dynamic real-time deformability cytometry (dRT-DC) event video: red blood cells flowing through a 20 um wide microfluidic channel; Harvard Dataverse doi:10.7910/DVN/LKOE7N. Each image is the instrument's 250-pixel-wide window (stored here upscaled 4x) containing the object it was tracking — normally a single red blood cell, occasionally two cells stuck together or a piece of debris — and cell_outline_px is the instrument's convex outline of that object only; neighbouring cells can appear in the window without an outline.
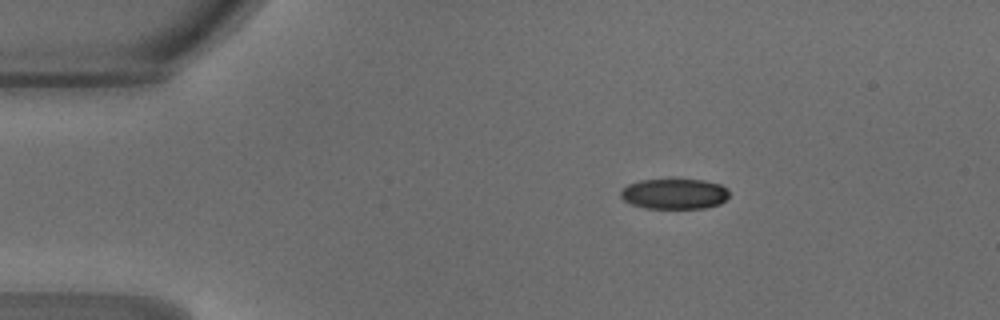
{"species": "common noctule bat (a hibernating species)", "species_latin": "Nyctalus noctula", "temperature_condition": "warm", "stored_images_in_passage": 40, "camera_frame_rate_fps": 3000, "um_per_image_px": 0.085, "animal": {"sex": "male", "body_mass_g": 18.8}, "frame": {"image": 1, "passage_image": 1, "time_ms": 0.0, "image_size_px": [1000, 320], "cell_outline_px": [[728, 196], [720, 204], [704, 208], [644, 208], [632, 204], [624, 200], [620, 196], [620, 192], [628, 184], [640, 180], [704, 180], [720, 184], [728, 188]], "centroid_in_image_um": [57.33, 16.48], "position_along_channel_um": 27.7, "area_um2": 19.13}}
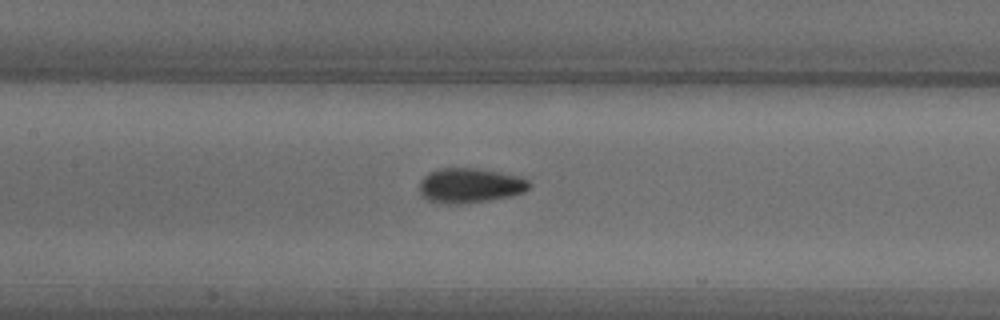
{"frame": {"image": 2, "passage_image": 15, "time_ms": 4.667, "image_size_px": [1000, 320], "cell_outline_px": [[532, 184], [524, 192], [508, 196], [488, 200], [460, 204], [444, 204], [428, 200], [420, 192], [420, 180], [428, 172], [440, 168], [476, 168], [500, 172], [520, 176], [528, 180]], "centroid_in_image_um": [39.94, 15.76], "position_along_channel_um": 167.5, "area_um2": 22.25}}
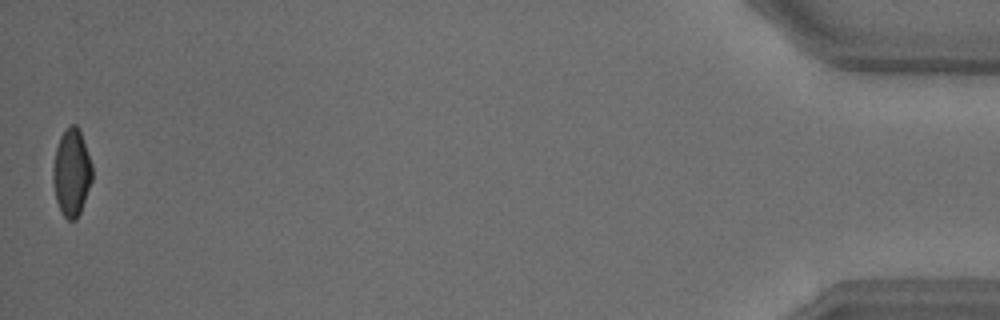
{"frame": {"image": 3, "passage_image": 40, "time_ms": 13.0, "image_size_px": [1000, 320], "cell_outline_px": [[92, 180], [80, 212], [76, 220], [68, 220], [60, 212], [56, 200], [52, 180], [52, 168], [56, 148], [60, 136], [72, 124], [76, 124], [80, 128], [92, 164]], "centroid_in_image_um": [6.08, 14.66], "position_along_channel_um": 429.1, "area_um2": 20.06}, "authors_computed_cell_mechanics": {"area_um2": 20.8658, "velocity_mm_per_s": 4.2483, "shape_relaxation_time_tau1_ms": 4.5883, "shape_relaxation_time_tau2_ms": 1.4474, "deformation_change_tau1": 0.1609, "deformation_change_tau2": 0.0648}}